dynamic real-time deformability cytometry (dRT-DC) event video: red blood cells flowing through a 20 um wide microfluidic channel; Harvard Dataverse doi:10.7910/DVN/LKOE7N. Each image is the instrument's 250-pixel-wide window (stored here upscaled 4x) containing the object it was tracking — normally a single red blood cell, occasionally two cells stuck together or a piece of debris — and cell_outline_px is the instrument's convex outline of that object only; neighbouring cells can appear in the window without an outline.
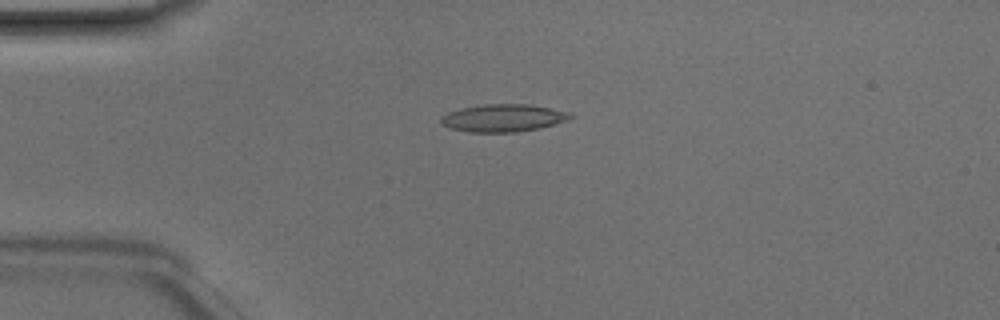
{"species": "Egyptian fruit bat (a non-hibernating species)", "species_latin": "Rousettus aegyptiacus", "temperature_condition": "room temperature", "stored_images_in_passage": 47, "camera_frame_rate_fps": 3000, "um_per_image_px": 0.085, "animal": {"sex": "male"}, "frame": {"image": 1, "passage_image": 11, "time_ms": 3.333, "image_size_px": [1000, 320], "cell_outline_px": [[576, 116], [568, 120], [540, 128], [516, 132], [468, 132], [452, 128], [440, 124], [440, 116], [448, 112], [460, 108], [484, 104], [528, 104], [572, 112]], "centroid_in_image_um": [42.79, 10.02], "position_along_channel_um": 42.2, "area_um2": 20.98}}
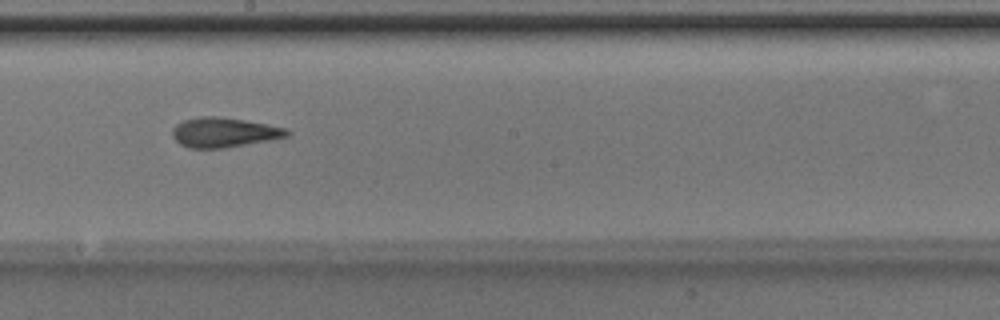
{"frame": {"image": 2, "passage_image": 26, "time_ms": 8.333, "image_size_px": [1000, 320], "cell_outline_px": [[292, 132], [288, 136], [272, 140], [224, 148], [188, 148], [180, 144], [172, 136], [172, 128], [176, 124], [184, 120], [200, 116], [220, 116], [244, 120], [288, 128]], "centroid_in_image_um": [19.06, 11.25], "position_along_channel_um": 229.1, "area_um2": 20.06}}
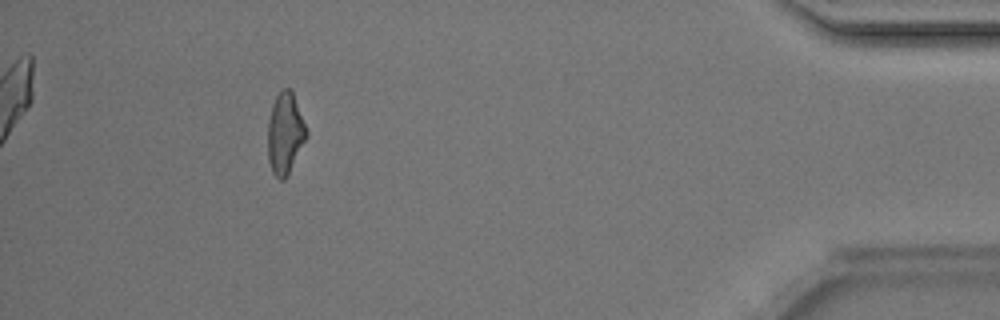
{"frame": {"image": 3, "passage_image": 43, "time_ms": 14.0, "image_size_px": [1000, 320], "cell_outline_px": [[308, 136], [284, 180], [280, 180], [272, 172], [268, 160], [268, 120], [272, 104], [280, 88], [288, 88], [292, 92], [308, 132]], "centroid_in_image_um": [24.22, 11.33], "position_along_channel_um": 411.0, "area_um2": 18.15}, "authors_computed_cell_mechanics": {"area_um2": 19.5942, "velocity_mm_per_s": 4.2272, "shape_relaxation_time_tau1_ms": 4.1387, "shape_relaxation_time_tau2_ms": 2.7272, "deformation_change_tau1": 0.1613, "deformation_change_tau2": 0.1315}}